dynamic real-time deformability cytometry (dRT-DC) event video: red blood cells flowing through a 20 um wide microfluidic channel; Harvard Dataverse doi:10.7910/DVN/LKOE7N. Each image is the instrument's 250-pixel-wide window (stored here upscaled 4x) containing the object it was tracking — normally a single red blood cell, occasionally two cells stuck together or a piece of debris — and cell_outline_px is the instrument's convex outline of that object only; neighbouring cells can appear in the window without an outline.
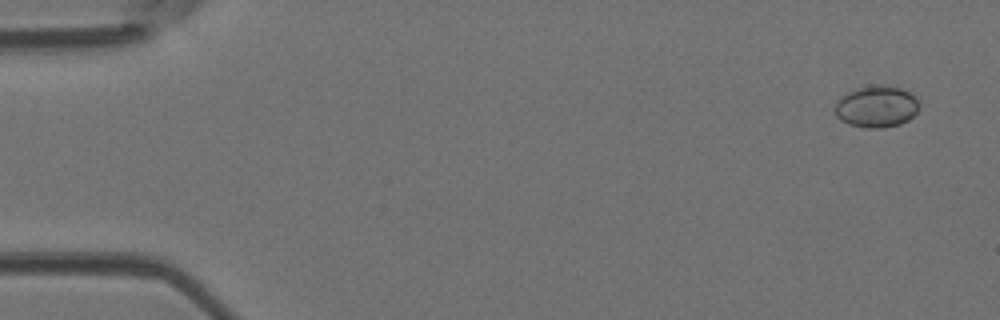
{"species": "Egyptian fruit bat (a non-hibernating species)", "species_latin": "Rousettus aegyptiacus", "temperature_condition": "room temperature", "stored_images_in_passage": 6, "camera_frame_rate_fps": 3000, "um_per_image_px": 0.085, "animal": {"sex": "female"}, "frame": {"image": 1, "passage_image": 1, "time_ms": 0.0, "image_size_px": [1000, 320], "cell_outline_px": [[920, 108], [908, 120], [900, 124], [884, 128], [868, 128], [848, 124], [840, 120], [836, 116], [832, 108], [836, 100], [840, 96], [856, 88], [900, 88], [916, 96], [920, 104]], "centroid_in_image_um": [74.46, 9.11], "position_along_channel_um": 10.5, "area_um2": 20.23}}
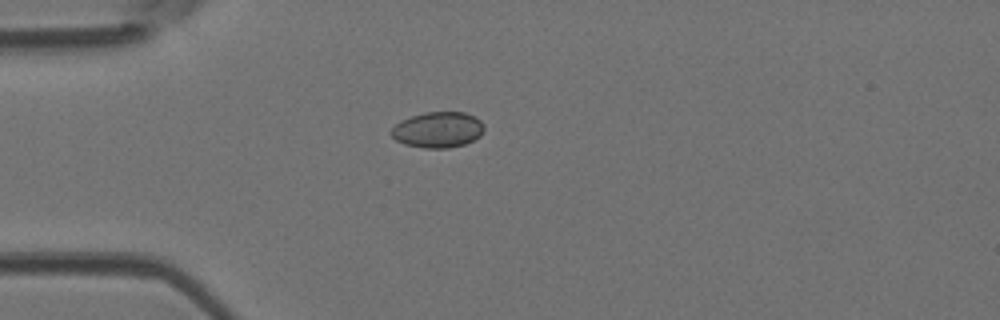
{"frame": {"image": 2, "passage_image": 4, "time_ms": 1.0, "image_size_px": [1000, 320], "cell_outline_px": [[484, 132], [480, 136], [464, 144], [448, 148], [424, 148], [404, 144], [396, 140], [392, 136], [392, 128], [400, 120], [424, 112], [464, 112], [476, 116], [484, 124]], "centroid_in_image_um": [37.24, 11.02], "position_along_channel_um": 47.8, "area_um2": 19.42}}
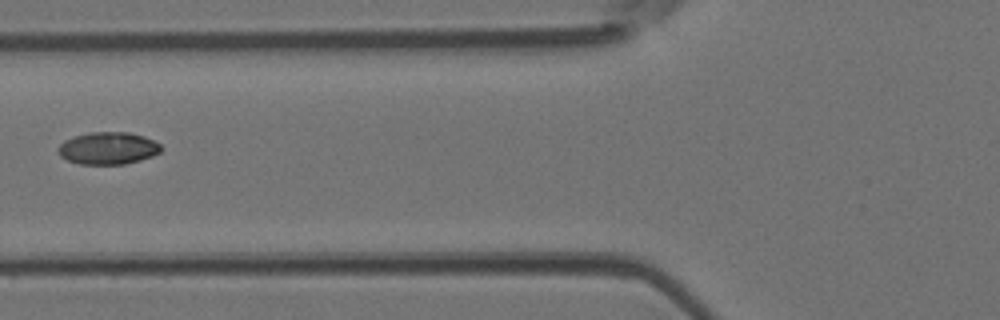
{"frame": {"image": 3, "passage_image": 6, "time_ms": 1.667, "image_size_px": [1000, 320], "cell_outline_px": [[164, 148], [160, 152], [152, 156], [140, 160], [124, 164], [80, 164], [68, 160], [60, 156], [56, 148], [64, 140], [72, 136], [92, 132], [128, 132], [144, 136], [160, 144]], "centroid_in_image_um": [9.17, 12.59], "position_along_channel_um": 116.6, "area_um2": 19.48}}